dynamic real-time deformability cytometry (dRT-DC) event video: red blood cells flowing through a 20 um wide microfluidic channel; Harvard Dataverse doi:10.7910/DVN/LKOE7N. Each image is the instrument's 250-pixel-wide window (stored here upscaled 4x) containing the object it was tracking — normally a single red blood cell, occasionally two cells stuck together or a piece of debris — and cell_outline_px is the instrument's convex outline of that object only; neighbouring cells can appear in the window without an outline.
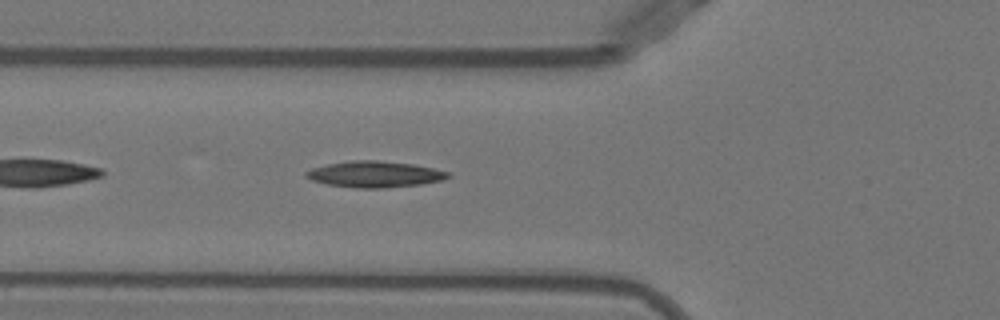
{"species": "Egyptian fruit bat (a non-hibernating species)", "species_latin": "Rousettus aegyptiacus", "temperature_condition": "warm", "stored_images_in_passage": 39, "segment_of_instrument_passage": [1, 2], "camera_frame_rate_fps": 3000, "um_per_image_px": 0.085, "animal": {"sex": "female"}, "frame": {"image": 1, "passage_image": 5, "time_ms": 1.333, "image_size_px": [1000, 320], "cell_outline_px": [[452, 176], [444, 180], [420, 184], [384, 188], [356, 188], [328, 184], [312, 180], [304, 176], [304, 172], [312, 168], [328, 164], [352, 160], [380, 160], [412, 164], [432, 168], [448, 172]], "centroid_in_image_um": [31.85, 14.81], "position_along_channel_um": 93.9, "area_um2": 21.62}}
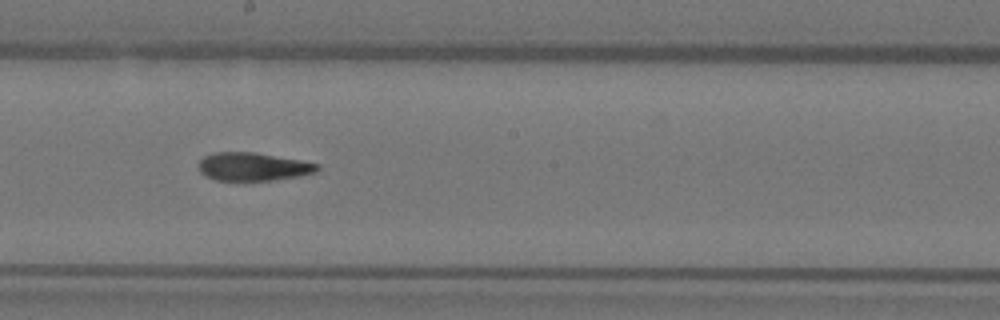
{"frame": {"image": 2, "passage_image": 15, "time_ms": 4.667, "image_size_px": [1000, 320], "cell_outline_px": [[320, 168], [316, 172], [296, 176], [272, 180], [216, 180], [200, 172], [200, 160], [204, 156], [212, 152], [256, 152], [300, 160], [320, 164]], "centroid_in_image_um": [21.52, 14.15], "position_along_channel_um": 226.7, "area_um2": 19.31}}
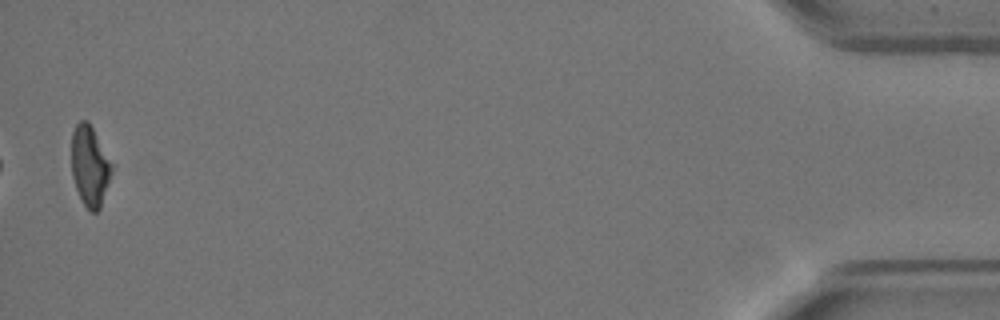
{"frame": {"image": 3, "passage_image": 37, "time_ms": 12.0, "image_size_px": [1000, 320], "cell_outline_px": [[116, 164], [100, 208], [96, 212], [92, 212], [80, 200], [72, 176], [72, 132], [76, 124], [80, 120], [88, 120]], "centroid_in_image_um": [7.69, 14.07], "position_along_channel_um": 427.5, "area_um2": 19.54}}